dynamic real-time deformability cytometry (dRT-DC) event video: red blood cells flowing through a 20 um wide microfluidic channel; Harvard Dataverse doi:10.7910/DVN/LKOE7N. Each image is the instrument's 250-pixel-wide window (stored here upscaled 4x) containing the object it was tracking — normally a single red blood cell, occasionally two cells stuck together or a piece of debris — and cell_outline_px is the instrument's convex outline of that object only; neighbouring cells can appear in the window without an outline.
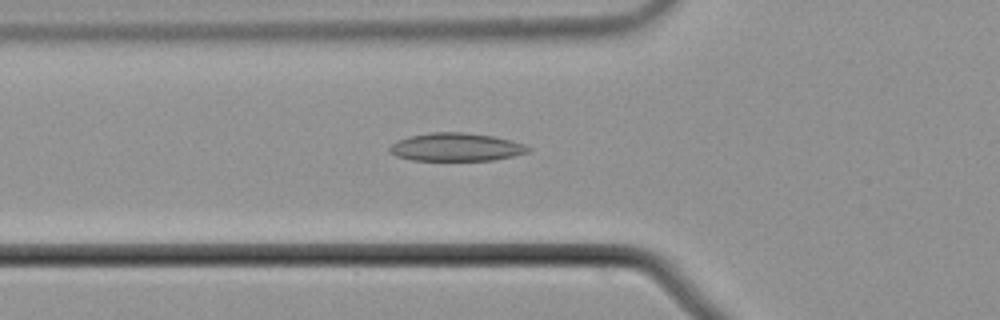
{"species": "common noctule bat (a hibernating species)", "species_latin": "Nyctalus noctula", "temperature_condition": "cold", "stored_images_in_passage": 54, "camera_frame_rate_fps": 3000, "um_per_image_px": 0.085, "animal": {"sex": "male", "body_mass_g": 21.5, "forearm_length_mm": 52.0}, "frame": {"image": 1, "passage_image": 19, "time_ms": 6.0, "image_size_px": [1000, 320], "cell_outline_px": [[532, 148], [528, 152], [512, 156], [492, 160], [412, 160], [396, 156], [388, 152], [388, 148], [396, 140], [408, 136], [432, 132], [464, 132], [492, 136], [512, 140], [524, 144]], "centroid_in_image_um": [38.74, 12.5], "position_along_channel_um": 87.1, "area_um2": 22.77}}
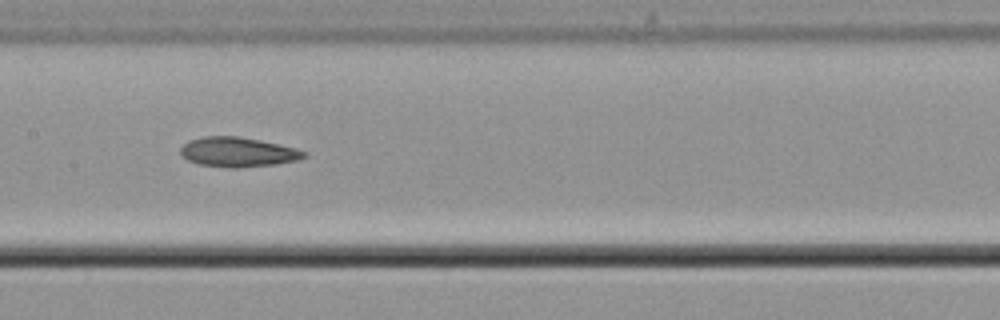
{"frame": {"image": 2, "passage_image": 27, "time_ms": 8.667, "image_size_px": [1000, 320], "cell_outline_px": [[308, 156], [296, 160], [276, 164], [236, 168], [228, 168], [196, 164], [180, 156], [180, 148], [188, 140], [204, 136], [236, 136], [260, 140], [296, 148], [308, 152]], "centroid_in_image_um": [20.19, 12.93], "position_along_channel_um": 187.2, "area_um2": 21.56}}
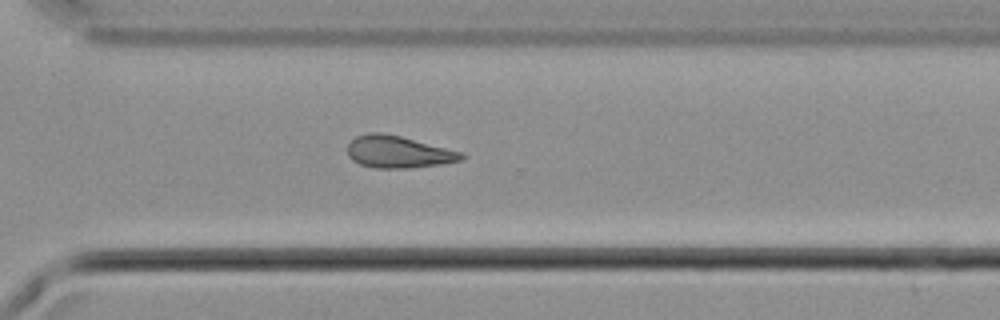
{"frame": {"image": 3, "passage_image": 39, "time_ms": 12.667, "image_size_px": [1000, 320], "cell_outline_px": [[464, 156], [460, 160], [440, 164], [412, 168], [372, 168], [360, 164], [352, 160], [348, 156], [348, 144], [356, 136], [368, 132], [380, 132], [400, 136], [460, 152]], "centroid_in_image_um": [33.77, 12.92], "position_along_channel_um": 336.8, "area_um2": 21.04}}